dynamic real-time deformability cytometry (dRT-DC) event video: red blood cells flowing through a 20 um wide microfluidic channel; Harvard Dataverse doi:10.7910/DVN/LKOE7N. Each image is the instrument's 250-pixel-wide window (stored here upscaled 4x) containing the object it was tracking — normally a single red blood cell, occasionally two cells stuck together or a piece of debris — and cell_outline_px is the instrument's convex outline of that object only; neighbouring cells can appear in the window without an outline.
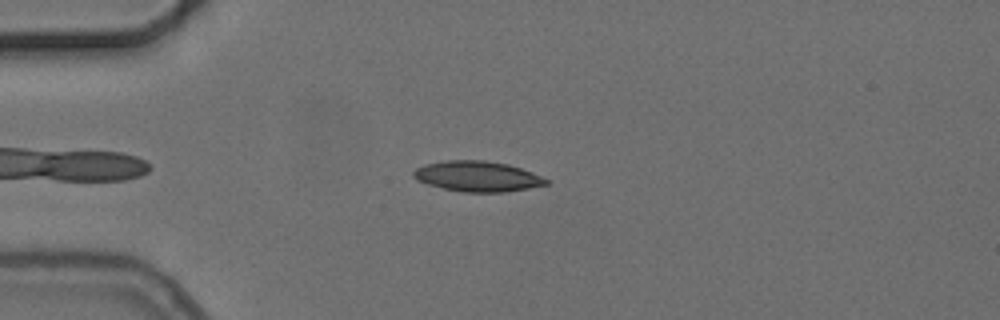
{"species": "common noctule bat (a hibernating species)", "species_latin": "Nyctalus noctula", "temperature_condition": "cold", "stored_images_in_passage": 7, "camera_frame_rate_fps": 3000, "um_per_image_px": 0.085, "animal": {"sex": "female", "body_mass_g": 24.6, "forearm_length_mm": 56.2}, "frame": {"image": 1, "passage_image": 3, "time_ms": 2.667, "image_size_px": [1000, 320], "cell_outline_px": [[548, 184], [528, 188], [504, 192], [464, 192], [444, 188], [428, 184], [416, 180], [412, 176], [412, 172], [416, 168], [424, 164], [444, 160], [484, 160], [508, 164], [532, 172], [548, 180]], "centroid_in_image_um": [40.54, 14.98], "position_along_channel_um": 44.5, "area_um2": 23.47}}
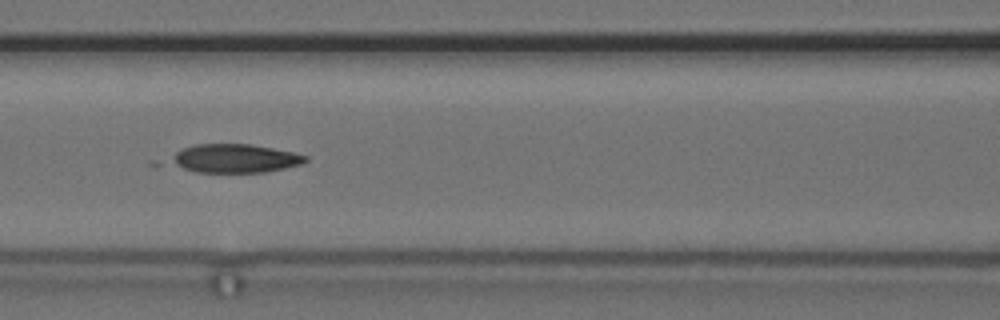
{"frame": {"image": 2, "passage_image": 6, "time_ms": 6.0, "image_size_px": [1000, 320], "cell_outline_px": [[308, 160], [300, 164], [284, 168], [264, 172], [196, 172], [148, 164], [148, 160], [196, 144], [248, 144], [272, 148], [292, 152], [308, 156]], "centroid_in_image_um": [19.45, 13.49], "position_along_channel_um": 147.2, "area_um2": 24.28}}
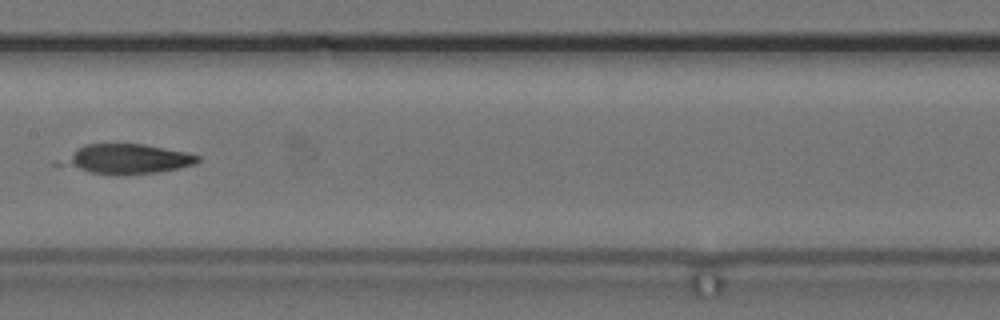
{"frame": {"image": 3, "passage_image": 7, "time_ms": 7.333, "image_size_px": [1000, 320], "cell_outline_px": [[200, 160], [196, 164], [180, 168], [156, 172], [116, 176], [92, 172], [52, 164], [52, 160], [84, 144], [144, 144], [188, 152], [200, 156]], "centroid_in_image_um": [10.65, 13.52], "position_along_channel_um": 196.7, "area_um2": 24.39}}